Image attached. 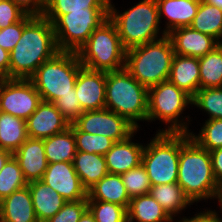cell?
<instances>
[{"instance_id":"1","label":"cell","mask_w":222,"mask_h":222,"mask_svg":"<svg viewBox=\"0 0 222 222\" xmlns=\"http://www.w3.org/2000/svg\"><path fill=\"white\" fill-rule=\"evenodd\" d=\"M58 52L53 24L43 16H35L10 51L9 78L29 79Z\"/></svg>"},{"instance_id":"2","label":"cell","mask_w":222,"mask_h":222,"mask_svg":"<svg viewBox=\"0 0 222 222\" xmlns=\"http://www.w3.org/2000/svg\"><path fill=\"white\" fill-rule=\"evenodd\" d=\"M177 183L192 203L218 198L222 187L215 180L210 152L200 147L189 135L181 133Z\"/></svg>"},{"instance_id":"3","label":"cell","mask_w":222,"mask_h":222,"mask_svg":"<svg viewBox=\"0 0 222 222\" xmlns=\"http://www.w3.org/2000/svg\"><path fill=\"white\" fill-rule=\"evenodd\" d=\"M174 55L170 38L162 34L158 40L126 50L125 69L150 88L168 80Z\"/></svg>"},{"instance_id":"4","label":"cell","mask_w":222,"mask_h":222,"mask_svg":"<svg viewBox=\"0 0 222 222\" xmlns=\"http://www.w3.org/2000/svg\"><path fill=\"white\" fill-rule=\"evenodd\" d=\"M105 108L125 117L137 129L147 120L148 88L125 68L106 72Z\"/></svg>"},{"instance_id":"5","label":"cell","mask_w":222,"mask_h":222,"mask_svg":"<svg viewBox=\"0 0 222 222\" xmlns=\"http://www.w3.org/2000/svg\"><path fill=\"white\" fill-rule=\"evenodd\" d=\"M109 0V19L115 24L123 47L130 48L158 40L161 28L156 0H141L123 13Z\"/></svg>"},{"instance_id":"6","label":"cell","mask_w":222,"mask_h":222,"mask_svg":"<svg viewBox=\"0 0 222 222\" xmlns=\"http://www.w3.org/2000/svg\"><path fill=\"white\" fill-rule=\"evenodd\" d=\"M81 67L77 52L59 51L53 58L42 63L29 79L42 101L53 103L60 96L74 94Z\"/></svg>"},{"instance_id":"7","label":"cell","mask_w":222,"mask_h":222,"mask_svg":"<svg viewBox=\"0 0 222 222\" xmlns=\"http://www.w3.org/2000/svg\"><path fill=\"white\" fill-rule=\"evenodd\" d=\"M77 54L82 66L91 70L109 72L125 68L126 49L109 18L92 32Z\"/></svg>"},{"instance_id":"8","label":"cell","mask_w":222,"mask_h":222,"mask_svg":"<svg viewBox=\"0 0 222 222\" xmlns=\"http://www.w3.org/2000/svg\"><path fill=\"white\" fill-rule=\"evenodd\" d=\"M181 133L157 132L147 146L144 145L142 165L151 186L177 183Z\"/></svg>"},{"instance_id":"9","label":"cell","mask_w":222,"mask_h":222,"mask_svg":"<svg viewBox=\"0 0 222 222\" xmlns=\"http://www.w3.org/2000/svg\"><path fill=\"white\" fill-rule=\"evenodd\" d=\"M192 105V97L178 88L169 80L148 88L147 120H162L170 125L159 132L189 133L188 123L179 121L180 115L188 106Z\"/></svg>"},{"instance_id":"10","label":"cell","mask_w":222,"mask_h":222,"mask_svg":"<svg viewBox=\"0 0 222 222\" xmlns=\"http://www.w3.org/2000/svg\"><path fill=\"white\" fill-rule=\"evenodd\" d=\"M109 18V8H85L61 15L54 23L59 51L78 52L92 32Z\"/></svg>"},{"instance_id":"11","label":"cell","mask_w":222,"mask_h":222,"mask_svg":"<svg viewBox=\"0 0 222 222\" xmlns=\"http://www.w3.org/2000/svg\"><path fill=\"white\" fill-rule=\"evenodd\" d=\"M41 102V95L30 79H0V112L26 121Z\"/></svg>"},{"instance_id":"12","label":"cell","mask_w":222,"mask_h":222,"mask_svg":"<svg viewBox=\"0 0 222 222\" xmlns=\"http://www.w3.org/2000/svg\"><path fill=\"white\" fill-rule=\"evenodd\" d=\"M73 131L99 134L119 142L138 130L125 117L106 108L84 111L73 123Z\"/></svg>"},{"instance_id":"13","label":"cell","mask_w":222,"mask_h":222,"mask_svg":"<svg viewBox=\"0 0 222 222\" xmlns=\"http://www.w3.org/2000/svg\"><path fill=\"white\" fill-rule=\"evenodd\" d=\"M42 181L58 192L66 201L87 199V190L82 186L73 162L48 164Z\"/></svg>"},{"instance_id":"14","label":"cell","mask_w":222,"mask_h":222,"mask_svg":"<svg viewBox=\"0 0 222 222\" xmlns=\"http://www.w3.org/2000/svg\"><path fill=\"white\" fill-rule=\"evenodd\" d=\"M75 90L83 111L105 108L106 72L79 69Z\"/></svg>"},{"instance_id":"15","label":"cell","mask_w":222,"mask_h":222,"mask_svg":"<svg viewBox=\"0 0 222 222\" xmlns=\"http://www.w3.org/2000/svg\"><path fill=\"white\" fill-rule=\"evenodd\" d=\"M29 138L46 139L70 127V122L51 102L42 101L26 120Z\"/></svg>"},{"instance_id":"16","label":"cell","mask_w":222,"mask_h":222,"mask_svg":"<svg viewBox=\"0 0 222 222\" xmlns=\"http://www.w3.org/2000/svg\"><path fill=\"white\" fill-rule=\"evenodd\" d=\"M175 54L200 58L218 46V41L192 27L177 28L167 34Z\"/></svg>"},{"instance_id":"17","label":"cell","mask_w":222,"mask_h":222,"mask_svg":"<svg viewBox=\"0 0 222 222\" xmlns=\"http://www.w3.org/2000/svg\"><path fill=\"white\" fill-rule=\"evenodd\" d=\"M25 180H42L48 162L45 154L44 139L28 138L14 153Z\"/></svg>"},{"instance_id":"18","label":"cell","mask_w":222,"mask_h":222,"mask_svg":"<svg viewBox=\"0 0 222 222\" xmlns=\"http://www.w3.org/2000/svg\"><path fill=\"white\" fill-rule=\"evenodd\" d=\"M133 136L132 134L123 141L115 142L112 148L104 155L108 173L121 175L142 163L144 146L132 142Z\"/></svg>"},{"instance_id":"19","label":"cell","mask_w":222,"mask_h":222,"mask_svg":"<svg viewBox=\"0 0 222 222\" xmlns=\"http://www.w3.org/2000/svg\"><path fill=\"white\" fill-rule=\"evenodd\" d=\"M159 18L167 17V25L162 34L181 28L188 27L197 14L200 0H156ZM164 15V16H163Z\"/></svg>"},{"instance_id":"20","label":"cell","mask_w":222,"mask_h":222,"mask_svg":"<svg viewBox=\"0 0 222 222\" xmlns=\"http://www.w3.org/2000/svg\"><path fill=\"white\" fill-rule=\"evenodd\" d=\"M0 219L5 222H38L28 186L0 201Z\"/></svg>"},{"instance_id":"21","label":"cell","mask_w":222,"mask_h":222,"mask_svg":"<svg viewBox=\"0 0 222 222\" xmlns=\"http://www.w3.org/2000/svg\"><path fill=\"white\" fill-rule=\"evenodd\" d=\"M168 80L193 97L200 89L199 58L175 54Z\"/></svg>"},{"instance_id":"22","label":"cell","mask_w":222,"mask_h":222,"mask_svg":"<svg viewBox=\"0 0 222 222\" xmlns=\"http://www.w3.org/2000/svg\"><path fill=\"white\" fill-rule=\"evenodd\" d=\"M27 186L32 196L34 212L38 222L48 221L67 202L42 180L29 182Z\"/></svg>"},{"instance_id":"23","label":"cell","mask_w":222,"mask_h":222,"mask_svg":"<svg viewBox=\"0 0 222 222\" xmlns=\"http://www.w3.org/2000/svg\"><path fill=\"white\" fill-rule=\"evenodd\" d=\"M87 200L110 202L128 209L131 199L121 175L108 173L87 191Z\"/></svg>"},{"instance_id":"24","label":"cell","mask_w":222,"mask_h":222,"mask_svg":"<svg viewBox=\"0 0 222 222\" xmlns=\"http://www.w3.org/2000/svg\"><path fill=\"white\" fill-rule=\"evenodd\" d=\"M73 165L87 191L108 174L104 155L77 151Z\"/></svg>"},{"instance_id":"25","label":"cell","mask_w":222,"mask_h":222,"mask_svg":"<svg viewBox=\"0 0 222 222\" xmlns=\"http://www.w3.org/2000/svg\"><path fill=\"white\" fill-rule=\"evenodd\" d=\"M130 222H173L163 207L150 195L131 198L127 209Z\"/></svg>"},{"instance_id":"26","label":"cell","mask_w":222,"mask_h":222,"mask_svg":"<svg viewBox=\"0 0 222 222\" xmlns=\"http://www.w3.org/2000/svg\"><path fill=\"white\" fill-rule=\"evenodd\" d=\"M45 154L48 164L73 162L76 155V140L70 125L65 131L44 139Z\"/></svg>"},{"instance_id":"27","label":"cell","mask_w":222,"mask_h":222,"mask_svg":"<svg viewBox=\"0 0 222 222\" xmlns=\"http://www.w3.org/2000/svg\"><path fill=\"white\" fill-rule=\"evenodd\" d=\"M149 194L163 207L172 219L173 215L176 216L187 205H192V202L185 195L178 183L152 186Z\"/></svg>"},{"instance_id":"28","label":"cell","mask_w":222,"mask_h":222,"mask_svg":"<svg viewBox=\"0 0 222 222\" xmlns=\"http://www.w3.org/2000/svg\"><path fill=\"white\" fill-rule=\"evenodd\" d=\"M24 119L0 112V148L14 153L27 139Z\"/></svg>"},{"instance_id":"29","label":"cell","mask_w":222,"mask_h":222,"mask_svg":"<svg viewBox=\"0 0 222 222\" xmlns=\"http://www.w3.org/2000/svg\"><path fill=\"white\" fill-rule=\"evenodd\" d=\"M190 27L219 41L222 36V9L200 0L197 14Z\"/></svg>"},{"instance_id":"30","label":"cell","mask_w":222,"mask_h":222,"mask_svg":"<svg viewBox=\"0 0 222 222\" xmlns=\"http://www.w3.org/2000/svg\"><path fill=\"white\" fill-rule=\"evenodd\" d=\"M200 89L222 87V45L199 58Z\"/></svg>"},{"instance_id":"31","label":"cell","mask_w":222,"mask_h":222,"mask_svg":"<svg viewBox=\"0 0 222 222\" xmlns=\"http://www.w3.org/2000/svg\"><path fill=\"white\" fill-rule=\"evenodd\" d=\"M85 8H109V0H46L42 16L53 24L61 15Z\"/></svg>"},{"instance_id":"32","label":"cell","mask_w":222,"mask_h":222,"mask_svg":"<svg viewBox=\"0 0 222 222\" xmlns=\"http://www.w3.org/2000/svg\"><path fill=\"white\" fill-rule=\"evenodd\" d=\"M27 185L18 161L12 155L0 171V201Z\"/></svg>"},{"instance_id":"33","label":"cell","mask_w":222,"mask_h":222,"mask_svg":"<svg viewBox=\"0 0 222 222\" xmlns=\"http://www.w3.org/2000/svg\"><path fill=\"white\" fill-rule=\"evenodd\" d=\"M192 104L207 112L210 120L222 119V87L199 89Z\"/></svg>"},{"instance_id":"34","label":"cell","mask_w":222,"mask_h":222,"mask_svg":"<svg viewBox=\"0 0 222 222\" xmlns=\"http://www.w3.org/2000/svg\"><path fill=\"white\" fill-rule=\"evenodd\" d=\"M88 210L96 222H126L128 220L127 208L100 200H87Z\"/></svg>"},{"instance_id":"35","label":"cell","mask_w":222,"mask_h":222,"mask_svg":"<svg viewBox=\"0 0 222 222\" xmlns=\"http://www.w3.org/2000/svg\"><path fill=\"white\" fill-rule=\"evenodd\" d=\"M190 137L209 152L222 148V119H208L198 135L189 132Z\"/></svg>"},{"instance_id":"36","label":"cell","mask_w":222,"mask_h":222,"mask_svg":"<svg viewBox=\"0 0 222 222\" xmlns=\"http://www.w3.org/2000/svg\"><path fill=\"white\" fill-rule=\"evenodd\" d=\"M122 182L130 199L149 194L151 183L142 164L121 174Z\"/></svg>"},{"instance_id":"37","label":"cell","mask_w":222,"mask_h":222,"mask_svg":"<svg viewBox=\"0 0 222 222\" xmlns=\"http://www.w3.org/2000/svg\"><path fill=\"white\" fill-rule=\"evenodd\" d=\"M77 151L105 155L114 145V141L106 136L73 131Z\"/></svg>"},{"instance_id":"38","label":"cell","mask_w":222,"mask_h":222,"mask_svg":"<svg viewBox=\"0 0 222 222\" xmlns=\"http://www.w3.org/2000/svg\"><path fill=\"white\" fill-rule=\"evenodd\" d=\"M34 17L35 16L26 14L19 22L0 29V47L10 52L20 40L24 27Z\"/></svg>"},{"instance_id":"39","label":"cell","mask_w":222,"mask_h":222,"mask_svg":"<svg viewBox=\"0 0 222 222\" xmlns=\"http://www.w3.org/2000/svg\"><path fill=\"white\" fill-rule=\"evenodd\" d=\"M87 209V199L67 201L63 207L46 222H78Z\"/></svg>"},{"instance_id":"40","label":"cell","mask_w":222,"mask_h":222,"mask_svg":"<svg viewBox=\"0 0 222 222\" xmlns=\"http://www.w3.org/2000/svg\"><path fill=\"white\" fill-rule=\"evenodd\" d=\"M53 104L62 113V115L71 123H73L84 111L81 109L80 102L76 95L74 88V94H67L57 98Z\"/></svg>"},{"instance_id":"41","label":"cell","mask_w":222,"mask_h":222,"mask_svg":"<svg viewBox=\"0 0 222 222\" xmlns=\"http://www.w3.org/2000/svg\"><path fill=\"white\" fill-rule=\"evenodd\" d=\"M25 15L11 0H3L0 2V29L19 22Z\"/></svg>"},{"instance_id":"42","label":"cell","mask_w":222,"mask_h":222,"mask_svg":"<svg viewBox=\"0 0 222 222\" xmlns=\"http://www.w3.org/2000/svg\"><path fill=\"white\" fill-rule=\"evenodd\" d=\"M26 14L42 16L45 10L46 0H11Z\"/></svg>"},{"instance_id":"43","label":"cell","mask_w":222,"mask_h":222,"mask_svg":"<svg viewBox=\"0 0 222 222\" xmlns=\"http://www.w3.org/2000/svg\"><path fill=\"white\" fill-rule=\"evenodd\" d=\"M210 157L215 180L222 187V148L210 151Z\"/></svg>"},{"instance_id":"44","label":"cell","mask_w":222,"mask_h":222,"mask_svg":"<svg viewBox=\"0 0 222 222\" xmlns=\"http://www.w3.org/2000/svg\"><path fill=\"white\" fill-rule=\"evenodd\" d=\"M179 222H222V219L218 217V214L216 211L212 210H207L206 212H200L196 214L194 217L188 219V218H183Z\"/></svg>"},{"instance_id":"45","label":"cell","mask_w":222,"mask_h":222,"mask_svg":"<svg viewBox=\"0 0 222 222\" xmlns=\"http://www.w3.org/2000/svg\"><path fill=\"white\" fill-rule=\"evenodd\" d=\"M10 52L0 47V79L9 78Z\"/></svg>"},{"instance_id":"46","label":"cell","mask_w":222,"mask_h":222,"mask_svg":"<svg viewBox=\"0 0 222 222\" xmlns=\"http://www.w3.org/2000/svg\"><path fill=\"white\" fill-rule=\"evenodd\" d=\"M12 155H13L12 152L0 148V171H1V169L3 168V166L5 165V163L7 162V160H8Z\"/></svg>"},{"instance_id":"47","label":"cell","mask_w":222,"mask_h":222,"mask_svg":"<svg viewBox=\"0 0 222 222\" xmlns=\"http://www.w3.org/2000/svg\"><path fill=\"white\" fill-rule=\"evenodd\" d=\"M78 222H96L91 212L87 209L80 217Z\"/></svg>"},{"instance_id":"48","label":"cell","mask_w":222,"mask_h":222,"mask_svg":"<svg viewBox=\"0 0 222 222\" xmlns=\"http://www.w3.org/2000/svg\"><path fill=\"white\" fill-rule=\"evenodd\" d=\"M203 1H205L208 4L215 5L222 9V0H203Z\"/></svg>"},{"instance_id":"49","label":"cell","mask_w":222,"mask_h":222,"mask_svg":"<svg viewBox=\"0 0 222 222\" xmlns=\"http://www.w3.org/2000/svg\"><path fill=\"white\" fill-rule=\"evenodd\" d=\"M219 203H220V207H222V194H221V198H220Z\"/></svg>"},{"instance_id":"50","label":"cell","mask_w":222,"mask_h":222,"mask_svg":"<svg viewBox=\"0 0 222 222\" xmlns=\"http://www.w3.org/2000/svg\"><path fill=\"white\" fill-rule=\"evenodd\" d=\"M221 38H222V36H221ZM218 44H219V45H222V41L219 40V41H218Z\"/></svg>"}]
</instances>
